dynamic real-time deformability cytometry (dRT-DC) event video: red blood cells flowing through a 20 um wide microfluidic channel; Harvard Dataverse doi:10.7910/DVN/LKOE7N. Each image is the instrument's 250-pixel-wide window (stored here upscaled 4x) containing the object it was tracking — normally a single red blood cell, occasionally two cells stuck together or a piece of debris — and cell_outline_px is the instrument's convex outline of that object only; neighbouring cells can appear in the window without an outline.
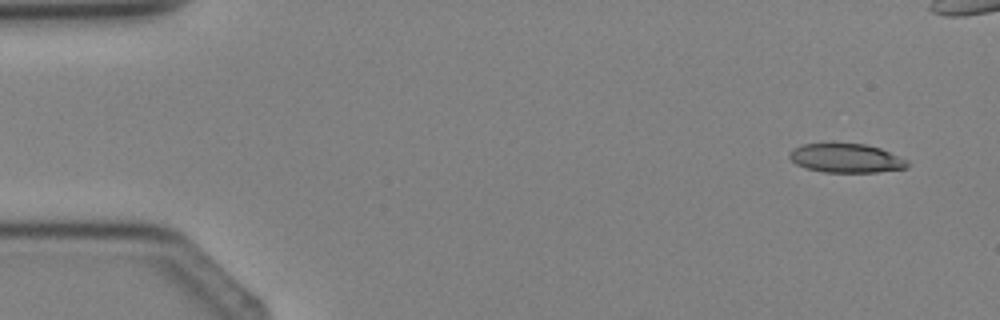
{"species": "Egyptian fruit bat (a non-hibernating species)", "species_latin": "Rousettus aegyptiacus", "temperature_condition": "cold", "stored_images_in_passage": 2, "camera_frame_rate_fps": 3000, "um_per_image_px": 0.085, "animal": {"sex": "female"}, "frame": {"image": 1, "passage_image": 2, "time_ms": 1.333, "image_size_px": [1000, 320], "cell_outline_px": [[908, 168], [876, 172], [824, 172], [804, 168], [796, 164], [788, 156], [788, 152], [804, 144], [868, 144], [880, 148], [908, 160]], "centroid_in_image_um": [71.93, 13.45], "position_along_channel_um": 13.1, "area_um2": 19.83}}